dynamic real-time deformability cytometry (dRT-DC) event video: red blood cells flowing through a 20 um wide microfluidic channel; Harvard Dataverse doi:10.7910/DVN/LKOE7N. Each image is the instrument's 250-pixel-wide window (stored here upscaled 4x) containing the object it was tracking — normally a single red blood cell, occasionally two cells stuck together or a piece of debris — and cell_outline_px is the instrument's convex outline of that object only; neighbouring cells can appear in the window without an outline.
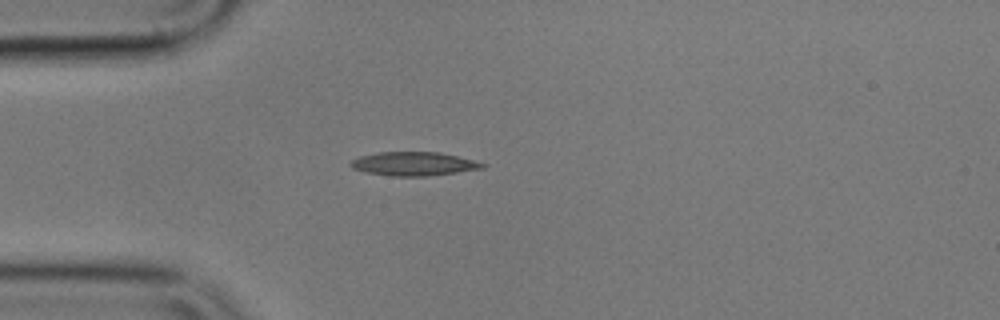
{"species": "common noctule bat (a hibernating species)", "species_latin": "Nyctalus noctula", "temperature_condition": "cold", "stored_images_in_passage": 41, "camera_frame_rate_fps": 3000, "um_per_image_px": 0.085, "animal": {"sex": "male", "body_mass_g": 17.9}, "frame": {"image": 1, "passage_image": 1, "time_ms": 0.0, "image_size_px": [1000, 320], "cell_outline_px": [[488, 164], [484, 168], [428, 176], [392, 176], [368, 172], [352, 168], [348, 164], [352, 160], [360, 156], [380, 152], [440, 152]], "centroid_in_image_um": [35.17, 13.92], "position_along_channel_um": 49.8, "area_um2": 18.03}}
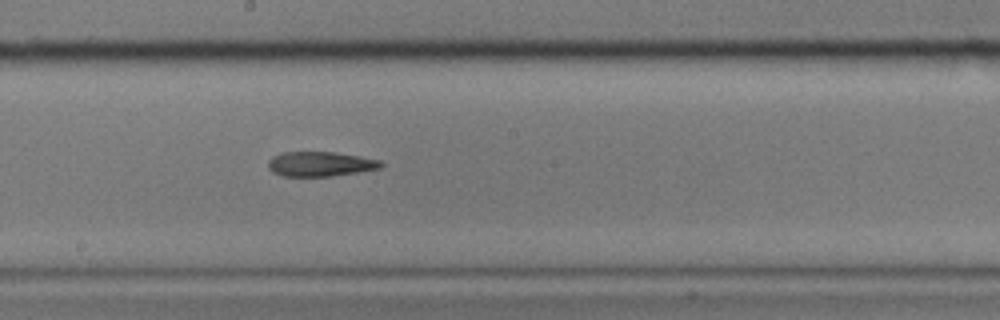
{"frame": {"image": 2, "passage_image": 16, "time_ms": 5.0, "image_size_px": [1000, 320], "cell_outline_px": [[384, 164], [380, 168], [332, 176], [284, 176], [272, 172], [268, 168], [268, 160], [272, 156], [284, 152], [336, 152], [360, 156], [380, 160]], "centroid_in_image_um": [27.21, 13.93], "position_along_channel_um": 221.0, "area_um2": 16.24}}
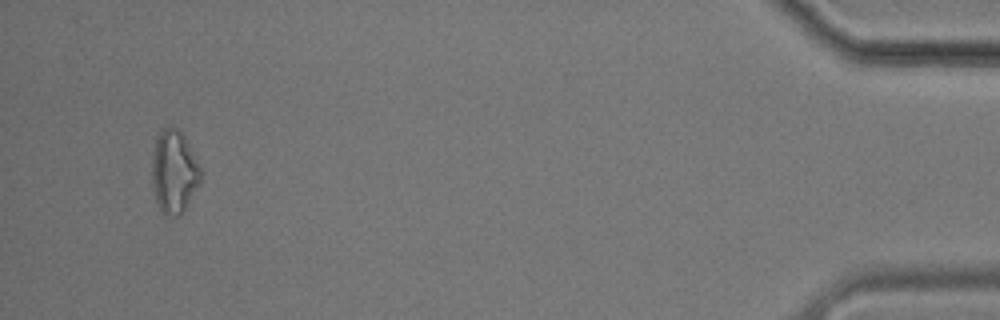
{"frame": {"image": 3, "passage_image": 39, "time_ms": 12.667, "image_size_px": [1000, 320], "cell_outline_px": [[200, 184], [180, 216], [172, 216], [164, 212], [160, 208], [156, 200], [152, 184], [152, 160], [156, 136], [164, 128], [172, 124], [184, 136], [200, 164]], "centroid_in_image_um": [14.8, 14.57], "position_along_channel_um": 420.4, "area_um2": 23.47}, "authors_computed_cell_mechanics": {"area_um2": 16.7042, "velocity_mm_per_s": 3.6086, "shape_relaxation_time_tau1_ms": null, "shape_relaxation_time_tau2_ms": 6.0731, "deformation_change_tau1": null, "deformation_change_tau2": 0.2087}}